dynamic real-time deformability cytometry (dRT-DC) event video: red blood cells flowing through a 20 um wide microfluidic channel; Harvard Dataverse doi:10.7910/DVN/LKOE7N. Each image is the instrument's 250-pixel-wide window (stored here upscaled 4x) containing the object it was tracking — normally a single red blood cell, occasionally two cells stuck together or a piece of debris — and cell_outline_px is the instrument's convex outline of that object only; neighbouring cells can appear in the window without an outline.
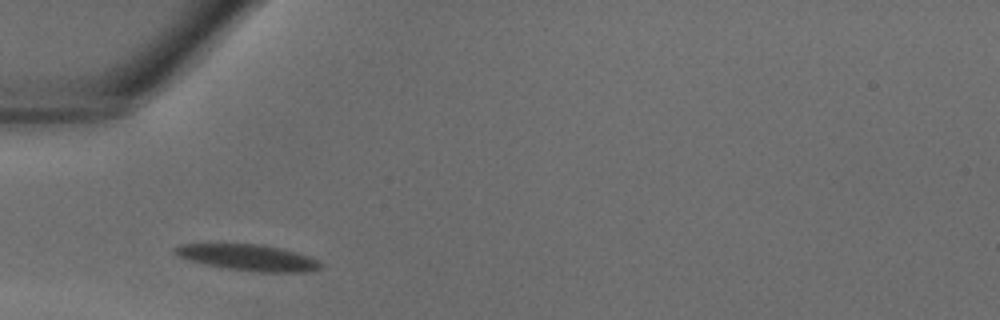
{"species": "common noctule bat (a hibernating species)", "species_latin": "Nyctalus noctula", "temperature_condition": "warm", "stored_images_in_passage": 22, "camera_frame_rate_fps": 3000, "um_per_image_px": 0.085, "animal": {"sex": "male", "body_mass_g": 18.8}, "frame": {"image": 1, "passage_image": 1, "time_ms": 0.0, "image_size_px": [1000, 320], "cell_outline_px": [[324, 264], [320, 268], [308, 272], [260, 272], [228, 268], [204, 264], [176, 256], [172, 252], [172, 248], [180, 244], [260, 244], [280, 248], [296, 252], [308, 256]], "centroid_in_image_um": [21.06, 21.89], "position_along_channel_um": 63.9, "area_um2": 22.14}}
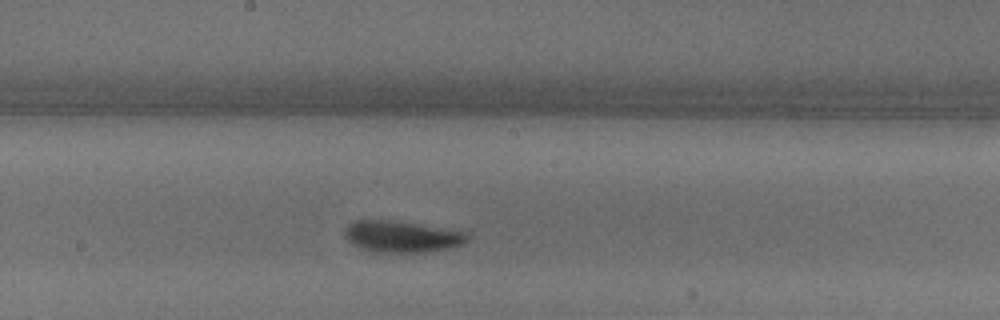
{"frame": {"image": 2, "passage_image": 10, "time_ms": 3.0, "image_size_px": [1000, 320], "cell_outline_px": [[468, 240], [464, 244], [452, 248], [428, 252], [368, 252], [352, 244], [344, 236], [344, 228], [348, 224], [356, 220], [388, 220], [416, 224], [468, 232]], "centroid_in_image_um": [34.14, 20.12], "position_along_channel_um": 214.1, "area_um2": 22.66}}
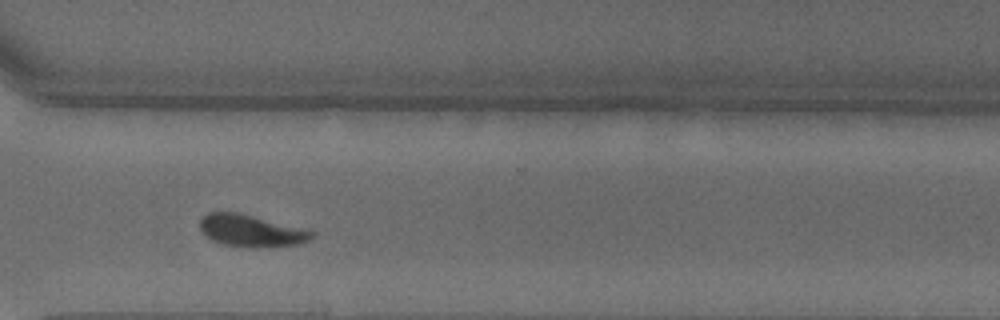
{"frame": {"image": 3, "passage_image": 18, "time_ms": 5.667, "image_size_px": [1000, 320], "cell_outline_px": [[316, 236], [308, 240], [296, 244], [268, 248], [256, 248], [224, 244], [212, 240], [200, 228], [200, 220], [208, 212], [236, 212], [308, 228], [316, 232]], "centroid_in_image_um": [21.44, 19.61], "position_along_channel_um": 349.2, "area_um2": 21.04}}